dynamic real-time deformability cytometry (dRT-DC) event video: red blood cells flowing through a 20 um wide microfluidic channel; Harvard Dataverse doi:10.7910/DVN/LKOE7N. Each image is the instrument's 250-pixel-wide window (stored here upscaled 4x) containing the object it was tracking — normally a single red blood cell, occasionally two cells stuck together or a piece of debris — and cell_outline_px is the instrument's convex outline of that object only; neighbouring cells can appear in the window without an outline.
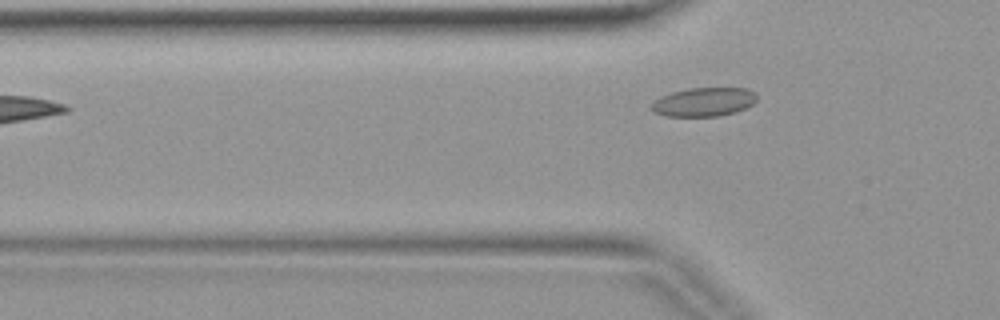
{"species": "common noctule bat (a hibernating species)", "species_latin": "Nyctalus noctula", "temperature_condition": "warm", "stored_images_in_passage": 4, "camera_frame_rate_fps": 3000, "um_per_image_px": 0.085, "animal": {"sex": "female", "body_mass_g": 19.9}, "frame": {"image": 1, "passage_image": 3, "time_ms": 0.667, "image_size_px": [1000, 320], "cell_outline_px": [[756, 100], [752, 104], [736, 112], [720, 116], [664, 116], [652, 112], [648, 108], [648, 104], [652, 100], [660, 96], [672, 92], [688, 88], [748, 88], [756, 92]], "centroid_in_image_um": [59.74, 8.67], "position_along_channel_um": 66.1, "area_um2": 18.09}}
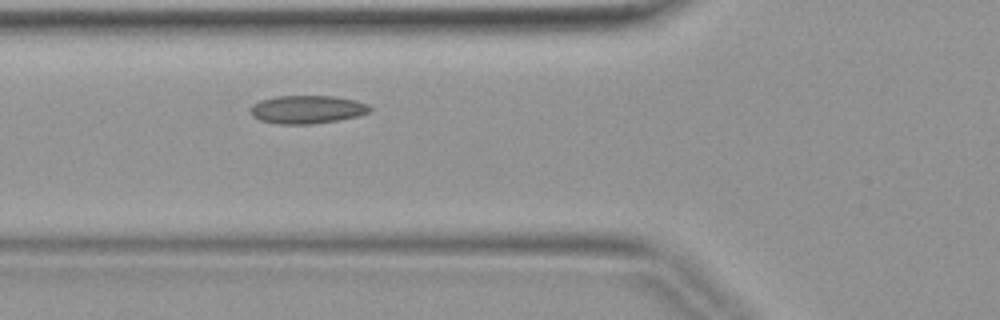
{"frame": {"image": 2, "passage_image": 4, "time_ms": 1.0, "image_size_px": [1000, 320], "cell_outline_px": [[372, 112], [340, 120], [312, 124], [280, 124], [260, 120], [252, 116], [248, 108], [252, 104], [260, 100], [276, 96], [336, 96], [356, 100], [368, 104], [372, 108]], "centroid_in_image_um": [26.11, 9.3], "position_along_channel_um": 99.7, "area_um2": 19.88}}